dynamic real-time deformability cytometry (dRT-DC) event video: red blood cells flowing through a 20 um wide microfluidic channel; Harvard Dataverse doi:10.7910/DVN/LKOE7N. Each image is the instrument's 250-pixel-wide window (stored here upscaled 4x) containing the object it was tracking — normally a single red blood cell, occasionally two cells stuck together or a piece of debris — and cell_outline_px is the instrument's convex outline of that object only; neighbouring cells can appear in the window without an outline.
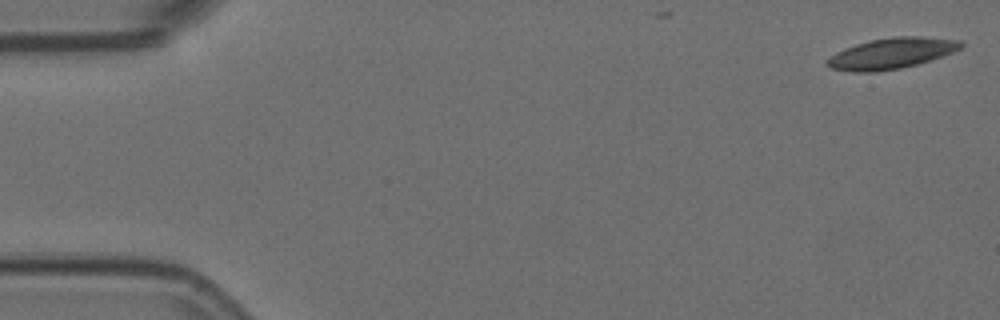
{"species": "Egyptian fruit bat (a non-hibernating species)", "species_latin": "Rousettus aegyptiacus", "temperature_condition": "room temperature", "stored_images_in_passage": 2, "camera_frame_rate_fps": 3000, "um_per_image_px": 0.085, "animal": {"sex": "female"}, "frame": {"image": 1, "passage_image": 2, "time_ms": 0.333, "image_size_px": [1000, 320], "cell_outline_px": [[964, 44], [960, 48], [952, 52], [916, 64], [900, 68], [876, 72], [852, 72], [832, 68], [824, 64], [824, 60], [836, 52], [856, 44], [872, 40], [896, 36], [916, 36], [964, 40]], "centroid_in_image_um": [75.74, 4.53], "position_along_channel_um": 9.3, "area_um2": 23.87}}